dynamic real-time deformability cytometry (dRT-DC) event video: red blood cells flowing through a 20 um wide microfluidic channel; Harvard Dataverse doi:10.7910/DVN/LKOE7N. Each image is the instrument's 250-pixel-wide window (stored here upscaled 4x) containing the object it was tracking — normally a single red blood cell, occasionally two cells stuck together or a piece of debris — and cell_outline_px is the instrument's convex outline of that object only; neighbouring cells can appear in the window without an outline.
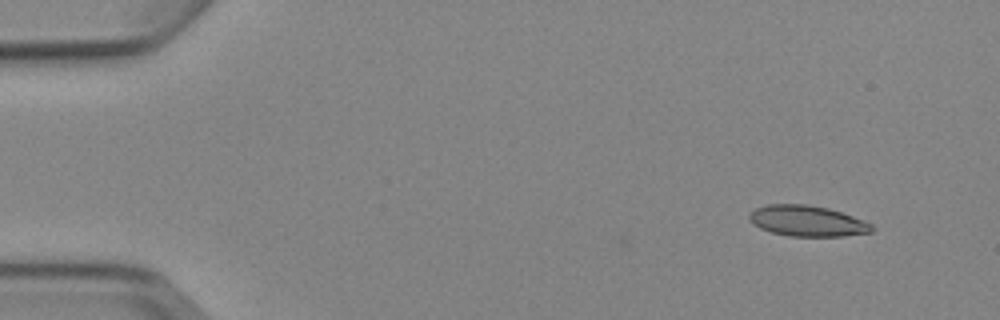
{"species": "Egyptian fruit bat (a non-hibernating species)", "species_latin": "Rousettus aegyptiacus", "temperature_condition": "cold", "stored_images_in_passage": 3, "camera_frame_rate_fps": 3000, "um_per_image_px": 0.085, "animal": {"sex": "female"}, "frame": {"image": 1, "passage_image": 3, "time_ms": 2.333, "image_size_px": [1000, 320], "cell_outline_px": [[876, 228], [872, 232], [840, 236], [788, 236], [772, 232], [760, 228], [752, 224], [748, 220], [748, 216], [756, 208], [768, 204], [808, 204], [828, 208], [864, 220], [872, 224]], "centroid_in_image_um": [68.61, 18.78], "position_along_channel_um": 16.4, "area_um2": 22.02}}